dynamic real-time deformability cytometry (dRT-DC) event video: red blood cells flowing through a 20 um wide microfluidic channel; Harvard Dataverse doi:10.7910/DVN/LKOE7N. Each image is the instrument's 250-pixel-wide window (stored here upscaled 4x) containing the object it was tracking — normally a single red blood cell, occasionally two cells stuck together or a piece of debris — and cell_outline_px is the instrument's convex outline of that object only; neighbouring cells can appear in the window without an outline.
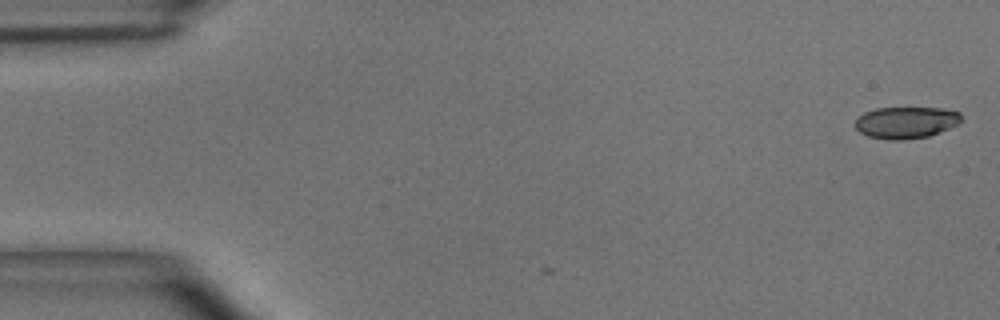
{"species": "common noctule bat (a hibernating species)", "species_latin": "Nyctalus noctula", "temperature_condition": "room temperature", "stored_images_in_passage": 5, "camera_frame_rate_fps": 3000, "um_per_image_px": 0.085, "animal": {"sex": "male", "body_mass_g": 15.6}, "frame": {"image": 1, "passage_image": 1, "time_ms": 0.0, "image_size_px": [1000, 320], "cell_outline_px": [[964, 120], [960, 124], [940, 132], [928, 136], [904, 140], [888, 140], [868, 136], [860, 132], [852, 124], [864, 112], [876, 108], [944, 108], [960, 112]], "centroid_in_image_um": [77.05, 10.41], "position_along_channel_um": 8.0, "area_um2": 19.94}}